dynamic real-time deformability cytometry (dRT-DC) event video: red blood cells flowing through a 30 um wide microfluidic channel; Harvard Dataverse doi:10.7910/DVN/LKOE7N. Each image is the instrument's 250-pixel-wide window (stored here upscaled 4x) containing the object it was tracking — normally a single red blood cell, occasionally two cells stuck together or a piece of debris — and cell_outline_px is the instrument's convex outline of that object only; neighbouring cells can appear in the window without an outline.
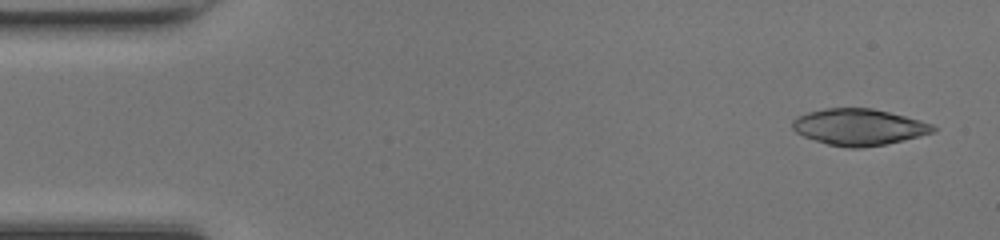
{"species": "common noctule bat (a hibernating species)", "species_latin": "Nyctalus noctula", "temperature_condition": "room temperature", "stored_images_in_passage": 47, "camera_frame_rate_fps": 3000, "um_per_image_px": 0.085, "animal": {"sex": "female", "body_mass_g": 17.0, "forearm_length_mm": 48.0}, "frame": {"image": 1, "passage_image": 2, "time_ms": 0.333, "image_size_px": [1000, 240], "cell_outline_px": [[936, 132], [920, 136], [884, 144], [864, 148], [848, 148], [828, 144], [804, 136], [796, 132], [792, 128], [792, 120], [796, 116], [808, 112], [824, 108], [872, 108], [920, 120], [932, 124], [936, 128]], "centroid_in_image_um": [72.99, 10.79], "position_along_channel_um": 12.0, "area_um2": 29.77}}